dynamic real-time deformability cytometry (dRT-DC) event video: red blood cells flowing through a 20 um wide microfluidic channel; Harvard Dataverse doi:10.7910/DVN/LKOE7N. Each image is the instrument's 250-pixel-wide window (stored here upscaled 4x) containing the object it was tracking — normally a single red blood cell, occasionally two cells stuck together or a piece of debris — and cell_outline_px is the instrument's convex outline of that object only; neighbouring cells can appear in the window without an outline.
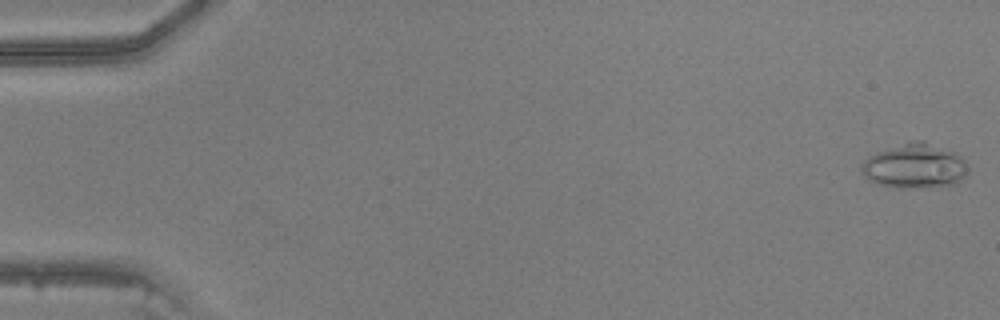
{"species": "common noctule bat (a hibernating species)", "species_latin": "Nyctalus noctula", "temperature_condition": "warm", "stored_images_in_passage": 15, "camera_frame_rate_fps": 3000, "um_per_image_px": 0.085, "animal": {"sex": "male", "body_mass_g": 20.5, "forearm_length_mm": 52.5}, "frame": {"image": 1, "passage_image": 1, "time_ms": 0.0, "image_size_px": [1000, 320], "cell_outline_px": [[964, 172], [960, 180], [952, 184], [904, 188], [900, 188], [880, 184], [868, 180], [860, 172], [860, 164], [868, 156], [876, 152], [908, 140], [924, 140], [956, 152], [964, 160]], "centroid_in_image_um": [77.66, 14.07], "position_along_channel_um": 7.3, "area_um2": 27.51}}